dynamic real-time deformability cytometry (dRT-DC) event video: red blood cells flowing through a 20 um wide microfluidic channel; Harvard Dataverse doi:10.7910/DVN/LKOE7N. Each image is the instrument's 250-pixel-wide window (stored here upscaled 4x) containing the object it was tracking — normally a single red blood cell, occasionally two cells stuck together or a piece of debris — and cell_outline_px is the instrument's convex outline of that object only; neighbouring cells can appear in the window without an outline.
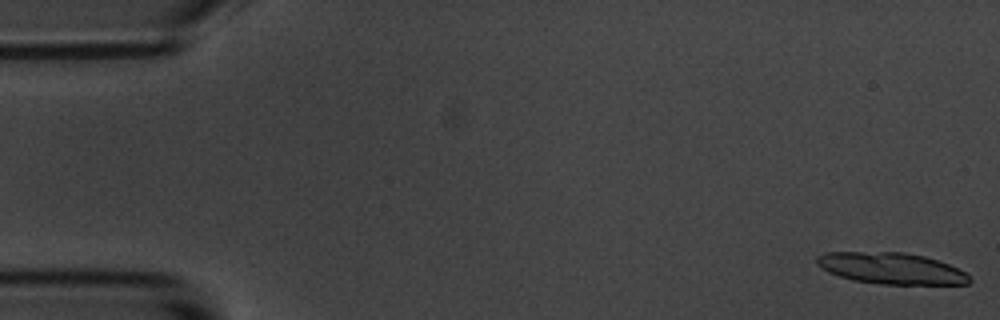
{"species": "common noctule bat (a hibernating species)", "species_latin": "Nyctalus noctula", "temperature_condition": "room temperature", "stored_images_in_passage": 55, "camera_frame_rate_fps": 3000, "um_per_image_px": 0.085, "animal": {"sex": "male", "body_mass_g": 20.1, "forearm_length_mm": 53.5}, "frame": {"image": 1, "passage_image": 1, "time_ms": 0.0, "image_size_px": [1000, 320], "cell_outline_px": [[972, 280], [968, 284], [880, 284], [852, 280], [828, 272], [816, 264], [816, 256], [824, 252], [904, 252], [924, 256], [948, 264], [964, 272]], "centroid_in_image_um": [75.71, 22.8], "position_along_channel_um": 9.3, "area_um2": 27.8}}
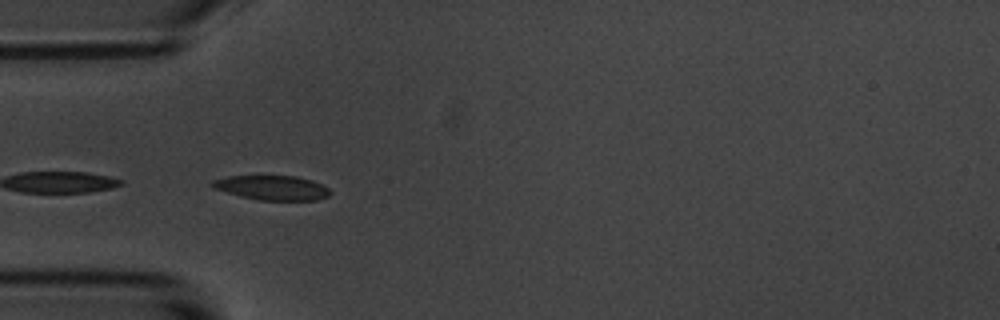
{"frame": {"image": 2, "passage_image": 17, "time_ms": 5.333, "image_size_px": [1000, 320], "cell_outline_px": [[332, 192], [328, 196], [316, 200], [256, 200], [240, 196], [212, 188], [208, 184], [212, 180], [228, 176], [296, 176], [312, 180], [328, 188]], "centroid_in_image_um": [23.09, 15.96], "position_along_channel_um": 61.9, "area_um2": 16.94}, "authors_computed_cell_mechanics": {"area_um2": 16.4152, "velocity_mm_per_s": 3.5835, "shape_relaxation_time_tau1_ms": 1.6421, "shape_relaxation_time_tau2_ms": 7.2567, "deformation_change_tau1": 0.104, "deformation_change_tau2": 0.1441}}